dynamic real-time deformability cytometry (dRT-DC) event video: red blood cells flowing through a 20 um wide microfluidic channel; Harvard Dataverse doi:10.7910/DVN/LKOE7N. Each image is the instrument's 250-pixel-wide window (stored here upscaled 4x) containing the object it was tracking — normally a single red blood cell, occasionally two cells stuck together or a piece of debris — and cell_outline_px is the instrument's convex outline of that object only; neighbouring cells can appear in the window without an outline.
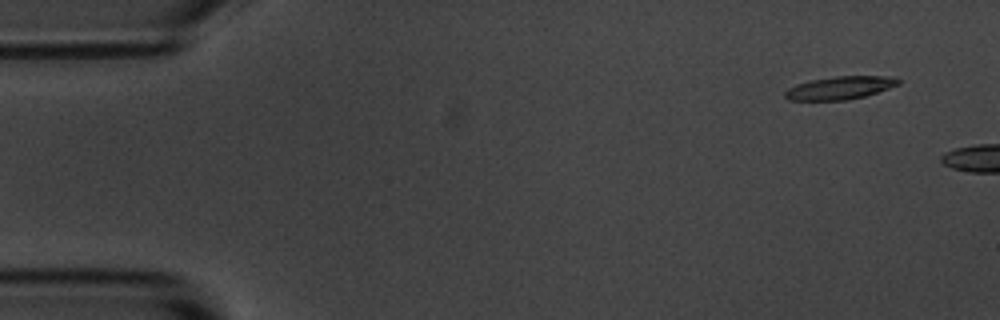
{"species": "common noctule bat (a hibernating species)", "species_latin": "Nyctalus noctula", "temperature_condition": "room temperature", "stored_images_in_passage": 3, "camera_frame_rate_fps": 3000, "um_per_image_px": 0.085, "animal": {"sex": "male", "body_mass_g": 20.1, "forearm_length_mm": 53.5}, "frame": {"image": 1, "passage_image": 1, "time_ms": 0.0, "image_size_px": [1000, 320], "cell_outline_px": [[900, 84], [864, 96], [848, 100], [788, 100], [784, 96], [784, 92], [788, 88], [796, 84], [812, 80], [836, 76], [892, 76], [900, 80]], "centroid_in_image_um": [71.38, 7.47], "position_along_channel_um": 13.6, "area_um2": 15.09}}